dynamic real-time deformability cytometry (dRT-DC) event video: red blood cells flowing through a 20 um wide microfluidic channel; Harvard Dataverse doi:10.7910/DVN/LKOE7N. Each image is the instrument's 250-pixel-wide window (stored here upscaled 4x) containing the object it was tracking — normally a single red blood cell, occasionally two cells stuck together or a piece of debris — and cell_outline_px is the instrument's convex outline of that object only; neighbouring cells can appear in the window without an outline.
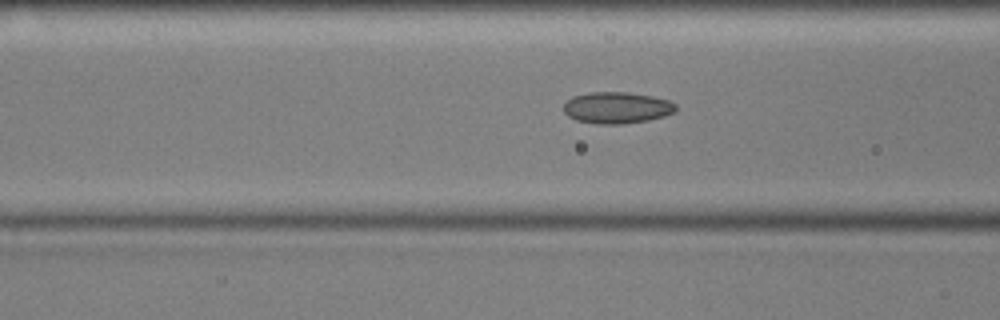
{"species": "common noctule bat (a hibernating species)", "species_latin": "Nyctalus noctula", "temperature_condition": "cold", "stored_images_in_passage": 47, "camera_frame_rate_fps": 3000, "um_per_image_px": 0.085, "animal": {"sex": "male", "body_mass_g": 17.9, "forearm_length_mm": 54.2}, "frame": {"image": 1, "passage_image": 13, "time_ms": 4.0, "image_size_px": [1000, 320], "cell_outline_px": [[676, 112], [664, 116], [648, 120], [620, 124], [596, 124], [576, 120], [568, 116], [564, 112], [564, 104], [572, 96], [588, 92], [628, 92], [652, 96], [668, 100], [676, 104]], "centroid_in_image_um": [52.43, 9.15], "position_along_channel_um": 114.2, "area_um2": 20.69}}
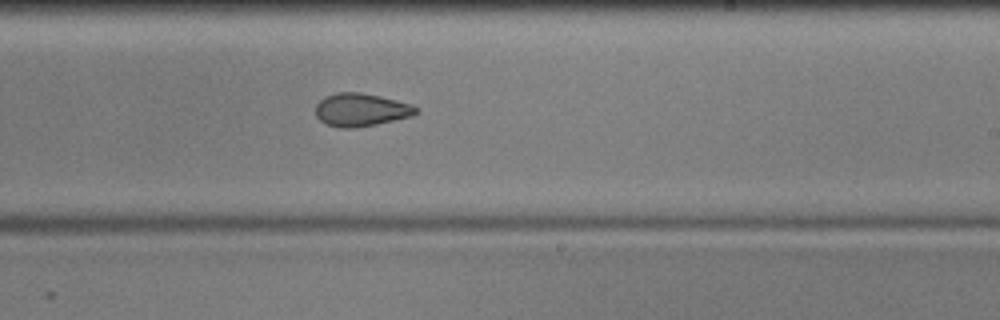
{"frame": {"image": 2, "passage_image": 25, "time_ms": 8.0, "image_size_px": [1000, 320], "cell_outline_px": [[416, 112], [412, 116], [376, 124], [356, 128], [340, 128], [328, 124], [320, 120], [316, 116], [316, 104], [324, 96], [336, 92], [360, 92], [380, 96], [396, 100], [408, 104], [416, 108]], "centroid_in_image_um": [30.62, 9.33], "position_along_channel_um": 258.4, "area_um2": 19.13}}
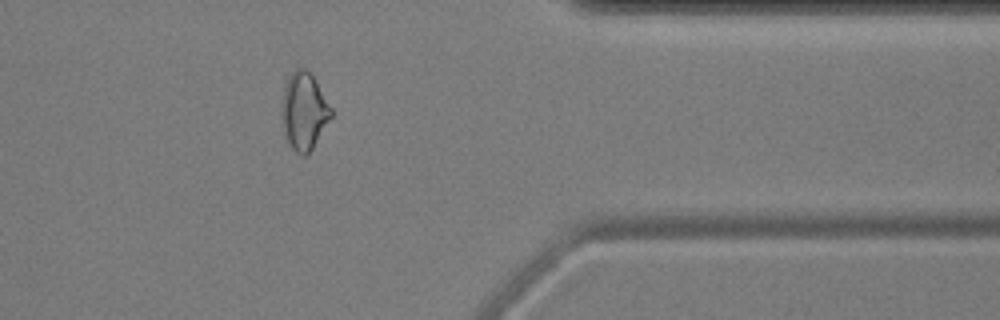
{"frame": {"image": 3, "passage_image": 37, "time_ms": 12.0, "image_size_px": [1000, 320], "cell_outline_px": [[332, 116], [312, 148], [304, 156], [300, 156], [292, 148], [284, 132], [280, 116], [280, 112], [284, 88], [288, 76], [296, 68], [308, 68], [316, 80], [332, 108]], "centroid_in_image_um": [25.83, 9.41], "position_along_channel_um": 385.6, "area_um2": 22.37}, "authors_computed_cell_mechanics": {"area_um2": 20.519, "velocity_mm_per_s": 3.6008, "shape_relaxation_time_tau1_ms": null, "shape_relaxation_time_tau2_ms": 3.0212, "deformation_change_tau1": null, "deformation_change_tau2": 0.0831}}